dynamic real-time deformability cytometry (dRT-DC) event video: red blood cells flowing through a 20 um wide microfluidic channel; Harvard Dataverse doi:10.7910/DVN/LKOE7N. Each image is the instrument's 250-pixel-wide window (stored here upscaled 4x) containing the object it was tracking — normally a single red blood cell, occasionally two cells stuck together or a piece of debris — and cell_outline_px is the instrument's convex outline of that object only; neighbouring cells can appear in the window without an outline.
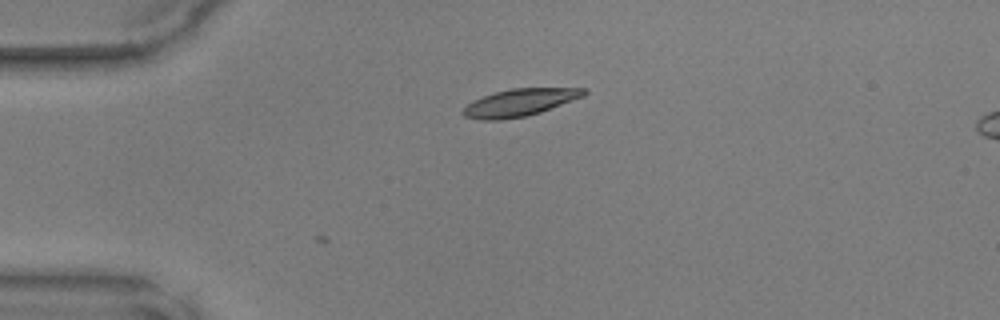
{"species": "common noctule bat (a hibernating species)", "species_latin": "Nyctalus noctula", "temperature_condition": "warm", "stored_images_in_passage": 2, "camera_frame_rate_fps": 3000, "um_per_image_px": 0.085, "animal": {"sex": "male", "body_mass_g": 17.9, "forearm_length_mm": 54.2}, "frame": {"image": 1, "passage_image": 2, "time_ms": 0.333, "image_size_px": [1000, 320], "cell_outline_px": [[588, 92], [584, 96], [540, 112], [524, 116], [500, 120], [480, 120], [464, 116], [460, 112], [472, 100], [496, 92], [512, 88], [588, 88]], "centroid_in_image_um": [44.17, 8.71], "position_along_channel_um": 40.8, "area_um2": 19.13}}